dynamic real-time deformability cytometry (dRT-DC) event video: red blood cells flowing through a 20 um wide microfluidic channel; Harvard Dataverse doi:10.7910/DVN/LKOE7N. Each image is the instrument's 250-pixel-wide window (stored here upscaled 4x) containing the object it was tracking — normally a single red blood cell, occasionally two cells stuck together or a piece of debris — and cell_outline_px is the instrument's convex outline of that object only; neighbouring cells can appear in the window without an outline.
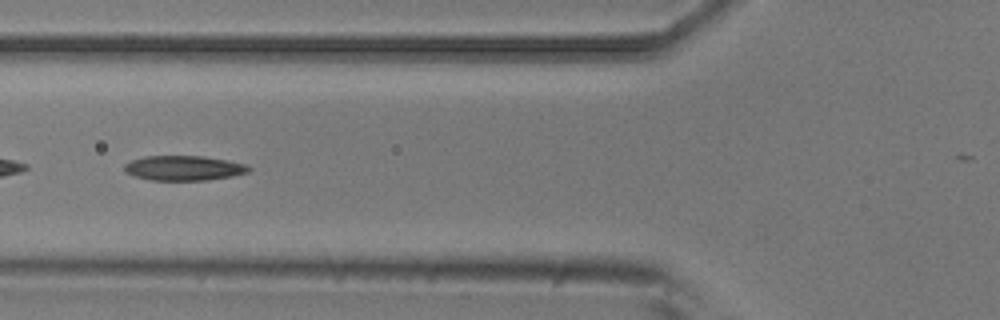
{"species": "common noctule bat (a hibernating species)", "species_latin": "Nyctalus noctula", "temperature_condition": "room temperature", "stored_images_in_passage": 6, "camera_frame_rate_fps": 3000, "um_per_image_px": 0.085, "animal": {"sex": "male", "body_mass_g": 20.5, "forearm_length_mm": 52.5}, "frame": {"image": 1, "passage_image": 6, "time_ms": 1.667, "image_size_px": [1000, 320], "cell_outline_px": [[252, 168], [248, 172], [232, 176], [208, 180], [152, 180], [136, 176], [124, 172], [124, 164], [132, 160], [144, 156], [204, 156], [244, 164]], "centroid_in_image_um": [15.6, 14.28], "position_along_channel_um": 110.2, "area_um2": 17.86}}